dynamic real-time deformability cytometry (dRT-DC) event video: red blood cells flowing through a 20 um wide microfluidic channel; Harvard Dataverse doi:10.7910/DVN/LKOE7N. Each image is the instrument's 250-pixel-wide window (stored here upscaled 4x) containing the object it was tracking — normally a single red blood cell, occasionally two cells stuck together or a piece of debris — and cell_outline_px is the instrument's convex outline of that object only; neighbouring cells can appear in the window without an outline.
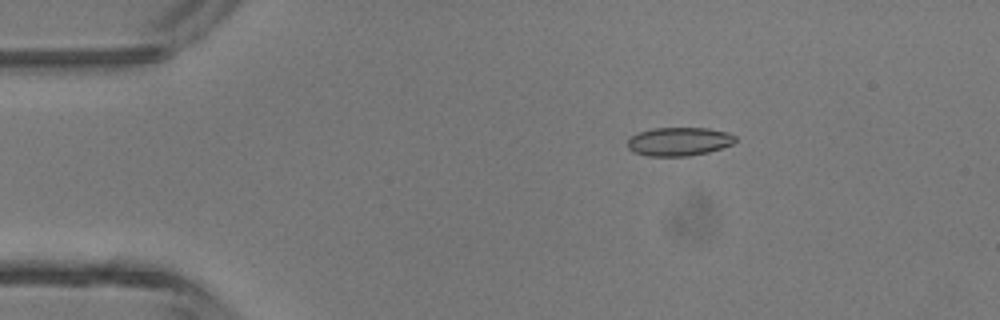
{"species": "common noctule bat (a hibernating species)", "species_latin": "Nyctalus noctula", "temperature_condition": "room temperature", "stored_images_in_passage": 5, "camera_frame_rate_fps": 3000, "um_per_image_px": 0.085, "animal": {"sex": "male", "body_mass_g": 13.3}, "frame": {"image": 1, "passage_image": 2, "time_ms": 0.333, "image_size_px": [1000, 320], "cell_outline_px": [[736, 140], [732, 144], [708, 152], [688, 156], [648, 156], [632, 152], [628, 148], [628, 140], [636, 132], [652, 128], [708, 128], [728, 132], [736, 136]], "centroid_in_image_um": [57.69, 12.02], "position_along_channel_um": 27.3, "area_um2": 18.03}}
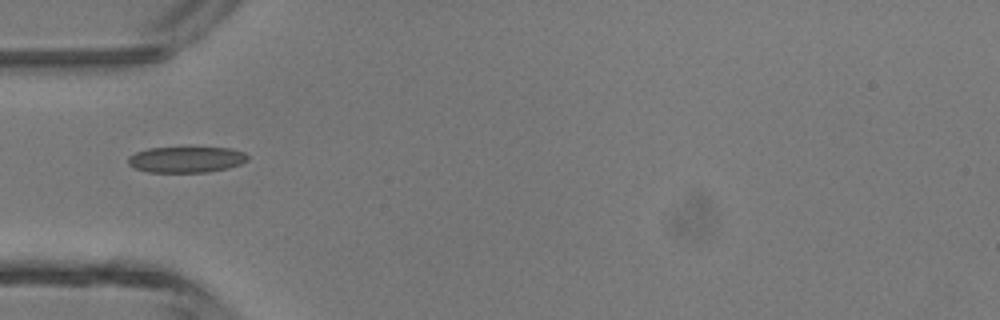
{"frame": {"image": 2, "passage_image": 4, "time_ms": 1.0, "image_size_px": [1000, 320], "cell_outline_px": [[248, 160], [240, 164], [228, 168], [208, 172], [148, 172], [132, 168], [128, 164], [128, 156], [136, 152], [148, 148], [232, 148], [244, 152], [248, 156]], "centroid_in_image_um": [15.81, 13.57], "position_along_channel_um": 69.2, "area_um2": 18.15}}
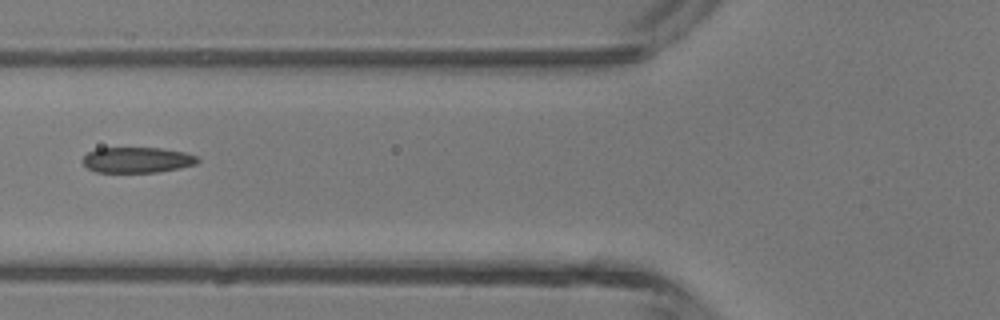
{"frame": {"image": 3, "passage_image": 5, "time_ms": 1.333, "image_size_px": [1000, 320], "cell_outline_px": [[200, 160], [196, 164], [180, 168], [156, 172], [96, 172], [88, 168], [84, 164], [84, 156], [88, 152], [96, 148], [164, 148], [184, 152], [196, 156]], "centroid_in_image_um": [11.67, 13.59], "position_along_channel_um": 114.1, "area_um2": 17.11}}